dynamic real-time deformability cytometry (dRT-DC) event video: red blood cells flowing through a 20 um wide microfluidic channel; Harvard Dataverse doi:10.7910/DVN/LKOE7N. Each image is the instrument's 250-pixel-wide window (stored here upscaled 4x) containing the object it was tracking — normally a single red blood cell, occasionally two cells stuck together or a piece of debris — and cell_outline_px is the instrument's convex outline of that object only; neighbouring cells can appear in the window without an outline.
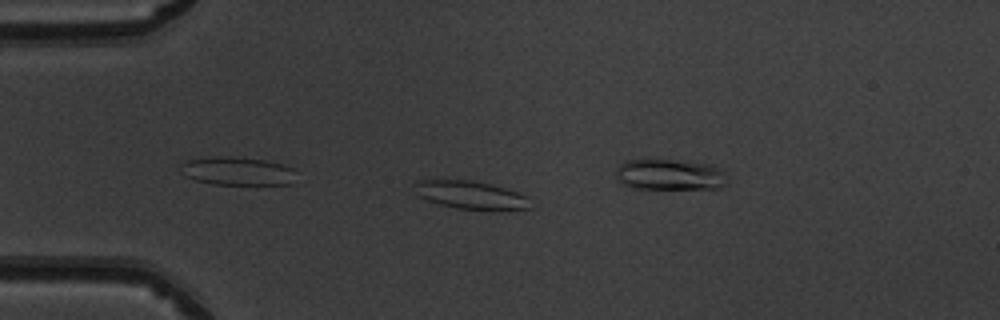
{"species": "common noctule bat (a hibernating species)", "species_latin": "Nyctalus noctula", "temperature_condition": "warm", "stored_images_in_passage": 8, "camera_frame_rate_fps": 3000, "um_per_image_px": 0.085, "animal": {"sex": "male", "body_mass_g": 19.5, "forearm_length_mm": 54.6}, "frame": {"image": 1, "passage_image": 3, "time_ms": 0.667, "image_size_px": [1000, 320], "cell_outline_px": [[528, 208], [456, 208], [440, 204], [428, 200], [420, 196], [416, 184], [416, 180], [444, 176], [472, 180], [504, 188], [516, 192], [524, 196]], "centroid_in_image_um": [39.81, 16.48], "position_along_channel_um": 45.2, "area_um2": 18.38}}